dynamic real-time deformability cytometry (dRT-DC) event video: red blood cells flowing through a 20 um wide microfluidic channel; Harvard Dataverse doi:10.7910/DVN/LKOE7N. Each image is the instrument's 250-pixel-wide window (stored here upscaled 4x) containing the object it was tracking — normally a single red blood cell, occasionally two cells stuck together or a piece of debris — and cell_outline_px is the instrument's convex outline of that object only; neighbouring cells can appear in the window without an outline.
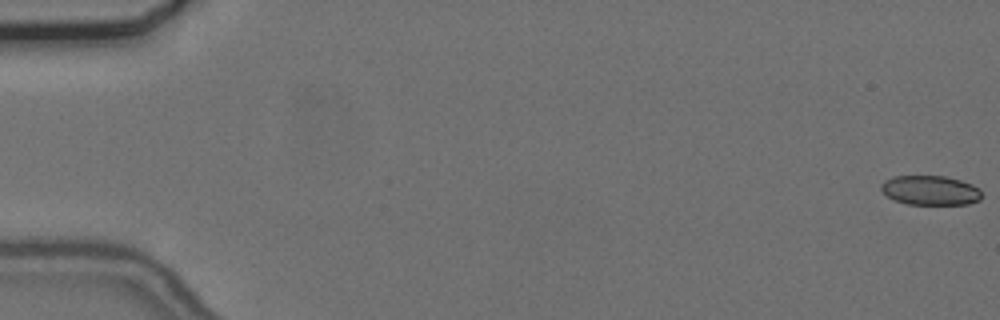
{"species": "common noctule bat (a hibernating species)", "species_latin": "Nyctalus noctula", "temperature_condition": "cold", "stored_images_in_passage": 17, "camera_frame_rate_fps": 3000, "um_per_image_px": 0.085, "animal": {"sex": "female", "body_mass_g": 24.6, "forearm_length_mm": 56.2}, "frame": {"image": 1, "passage_image": 1, "time_ms": 0.0, "image_size_px": [1000, 320], "cell_outline_px": [[980, 200], [968, 204], [908, 204], [896, 200], [888, 196], [880, 188], [880, 184], [884, 180], [892, 176], [948, 176], [972, 184], [980, 192]], "centroid_in_image_um": [79.05, 16.17], "position_along_channel_um": 5.9, "area_um2": 17.17}}
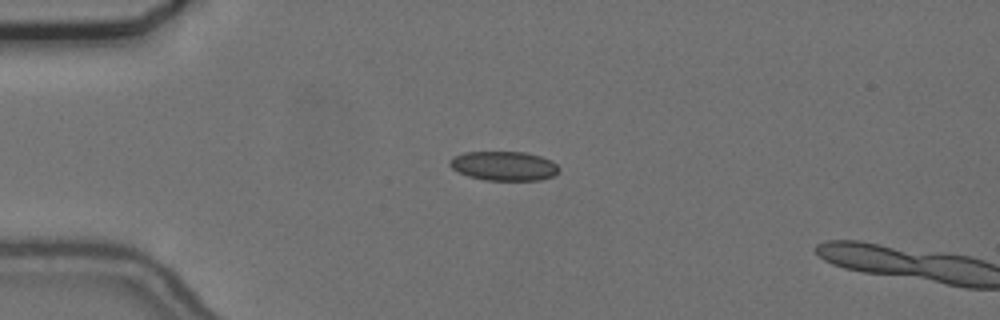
{"frame": {"image": 2, "passage_image": 15, "time_ms": 4.667, "image_size_px": [1000, 320], "cell_outline_px": [[560, 168], [552, 176], [540, 180], [484, 180], [468, 176], [452, 168], [448, 164], [448, 160], [452, 156], [464, 152], [524, 152], [540, 156], [552, 160]], "centroid_in_image_um": [42.8, 14.1], "position_along_channel_um": 42.2, "area_um2": 18.67}}